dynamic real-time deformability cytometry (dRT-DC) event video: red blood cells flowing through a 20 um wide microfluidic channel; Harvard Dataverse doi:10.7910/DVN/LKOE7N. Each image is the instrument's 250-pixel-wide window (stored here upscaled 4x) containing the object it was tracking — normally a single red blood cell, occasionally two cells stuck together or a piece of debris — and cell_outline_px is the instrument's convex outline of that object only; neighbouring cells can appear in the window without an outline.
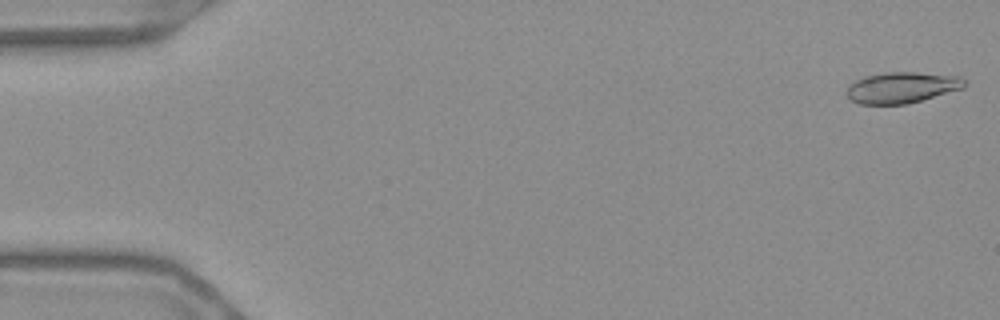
{"species": "Egyptian fruit bat (a non-hibernating species)", "species_latin": "Rousettus aegyptiacus", "temperature_condition": "warm", "stored_images_in_passage": 55, "camera_frame_rate_fps": 3000, "um_per_image_px": 0.085, "frame": {"image": 1, "passage_image": 1, "time_ms": 0.0, "image_size_px": [1000, 320], "cell_outline_px": [[968, 84], [964, 88], [908, 104], [860, 104], [852, 100], [844, 92], [848, 84], [864, 76], [884, 72], [916, 72], [960, 76]], "centroid_in_image_um": [76.65, 7.43], "position_along_channel_um": 8.4, "area_um2": 21.56}}
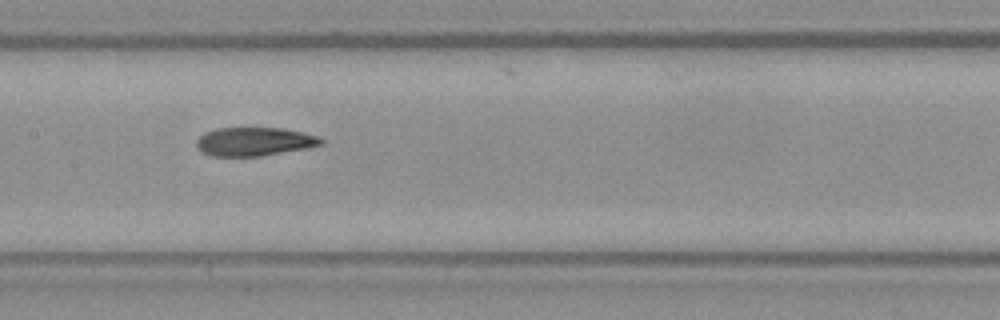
{"frame": {"image": 2, "passage_image": 27, "time_ms": 8.667, "image_size_px": [1000, 320], "cell_outline_px": [[324, 144], [308, 148], [264, 156], [212, 156], [196, 148], [196, 140], [204, 132], [216, 128], [284, 128], [316, 136], [324, 140]], "centroid_in_image_um": [21.61, 12.04], "position_along_channel_um": 185.8, "area_um2": 20.87}}
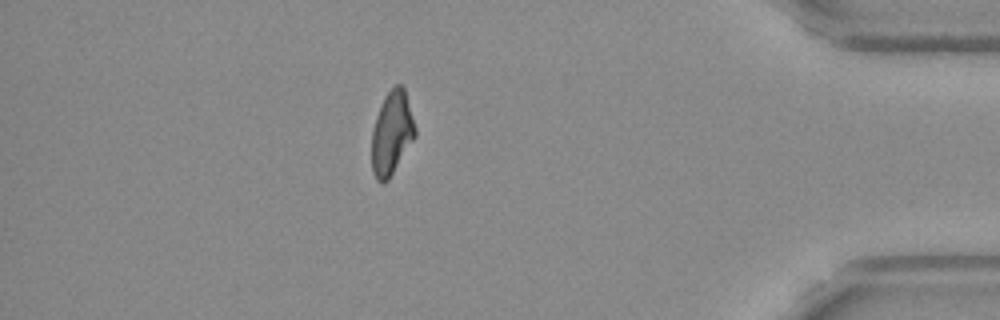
{"frame": {"image": 3, "passage_image": 48, "time_ms": 15.667, "image_size_px": [1000, 320], "cell_outline_px": [[416, 136], [388, 180], [384, 184], [380, 184], [376, 180], [372, 172], [372, 132], [376, 116], [380, 104], [384, 96], [396, 84], [400, 84], [404, 88], [416, 128]], "centroid_in_image_um": [33.29, 11.34], "position_along_channel_um": 401.9, "area_um2": 21.15}, "authors_computed_cell_mechanics": {"area_um2": 21.2126, "velocity_mm_per_s": 3.6935, "shape_relaxation_time_tau1_ms": null, "shape_relaxation_time_tau2_ms": 3.8137, "deformation_change_tau1": null, "deformation_change_tau2": 0.1076}}